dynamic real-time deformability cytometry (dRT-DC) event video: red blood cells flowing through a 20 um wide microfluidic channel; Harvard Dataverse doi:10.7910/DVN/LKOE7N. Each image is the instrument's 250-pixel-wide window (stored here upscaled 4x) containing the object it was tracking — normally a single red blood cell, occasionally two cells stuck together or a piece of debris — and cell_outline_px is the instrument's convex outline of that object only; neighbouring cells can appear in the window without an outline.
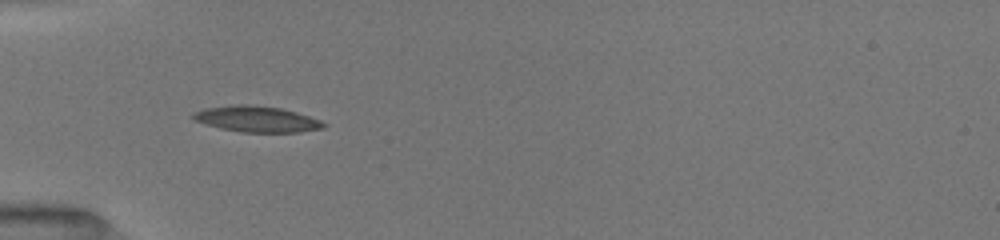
{"species": "common noctule bat (a hibernating species)", "species_latin": "Nyctalus noctula", "temperature_condition": "room temperature", "stored_images_in_passage": 16, "camera_frame_rate_fps": 3000, "um_per_image_px": 0.085, "animal": {"sex": "female", "body_mass_g": 19.5, "forearm_length_mm": 54.1}, "frame": {"image": 1, "passage_image": 4, "time_ms": 1.333, "image_size_px": [1000, 240], "cell_outline_px": [[328, 124], [324, 128], [300, 132], [240, 132], [220, 128], [204, 124], [196, 120], [192, 116], [192, 112], [204, 108], [236, 104], [248, 104], [280, 108], [296, 112], [320, 120]], "centroid_in_image_um": [21.82, 10.12], "position_along_channel_um": 63.2, "area_um2": 19.77}}
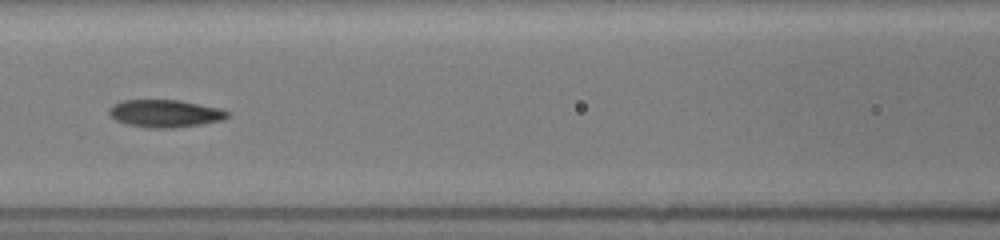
{"frame": {"image": 2, "passage_image": 11, "time_ms": 3.667, "image_size_px": [1000, 240], "cell_outline_px": [[228, 116], [224, 120], [200, 124], [172, 128], [148, 128], [128, 124], [116, 120], [108, 116], [108, 108], [112, 104], [120, 100], [180, 100], [220, 108], [228, 112]], "centroid_in_image_um": [13.98, 9.64], "position_along_channel_um": 152.6, "area_um2": 19.13}}
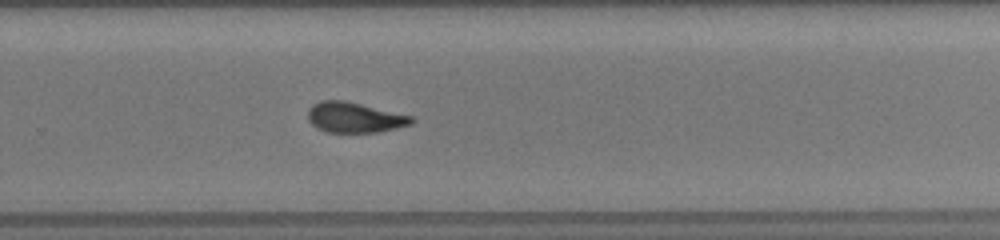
{"frame": {"image": 3, "passage_image": 16, "time_ms": 7.333, "image_size_px": [1000, 240], "cell_outline_px": [[412, 124], [396, 128], [376, 132], [328, 132], [316, 128], [308, 120], [308, 108], [312, 104], [320, 100], [348, 100], [412, 116]], "centroid_in_image_um": [30.09, 9.96], "position_along_channel_um": 299.7, "area_um2": 18.44}}